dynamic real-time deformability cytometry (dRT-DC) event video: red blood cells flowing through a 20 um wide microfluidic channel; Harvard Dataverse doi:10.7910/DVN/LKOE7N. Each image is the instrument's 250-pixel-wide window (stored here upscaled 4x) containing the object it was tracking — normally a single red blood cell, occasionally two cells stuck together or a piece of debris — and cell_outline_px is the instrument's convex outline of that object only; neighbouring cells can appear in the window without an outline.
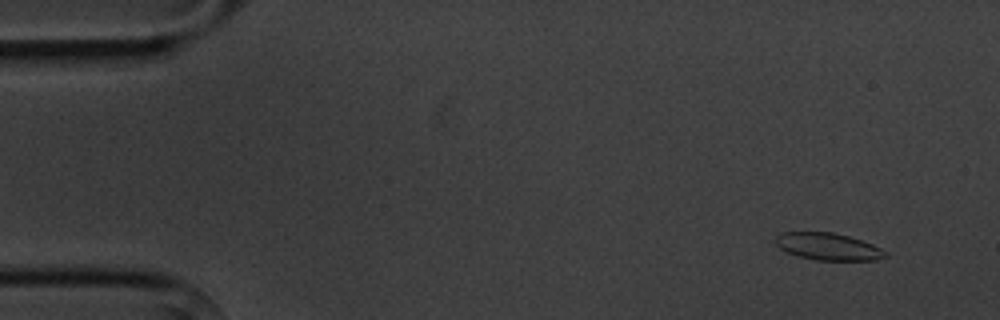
{"species": "common noctule bat (a hibernating species)", "species_latin": "Nyctalus noctula", "temperature_condition": "cold", "stored_images_in_passage": 4, "camera_frame_rate_fps": 3000, "um_per_image_px": 0.085, "animal": {"sex": "male", "body_mass_g": 20.1, "forearm_length_mm": 53.5}, "frame": {"image": 1, "passage_image": 1, "time_ms": 0.0, "image_size_px": [1000, 320], "cell_outline_px": [[888, 256], [876, 260], [816, 260], [800, 256], [788, 252], [780, 248], [776, 244], [776, 236], [780, 232], [832, 232], [848, 236], [872, 244], [888, 252]], "centroid_in_image_um": [70.4, 20.95], "position_along_channel_um": 14.6, "area_um2": 17.22}}